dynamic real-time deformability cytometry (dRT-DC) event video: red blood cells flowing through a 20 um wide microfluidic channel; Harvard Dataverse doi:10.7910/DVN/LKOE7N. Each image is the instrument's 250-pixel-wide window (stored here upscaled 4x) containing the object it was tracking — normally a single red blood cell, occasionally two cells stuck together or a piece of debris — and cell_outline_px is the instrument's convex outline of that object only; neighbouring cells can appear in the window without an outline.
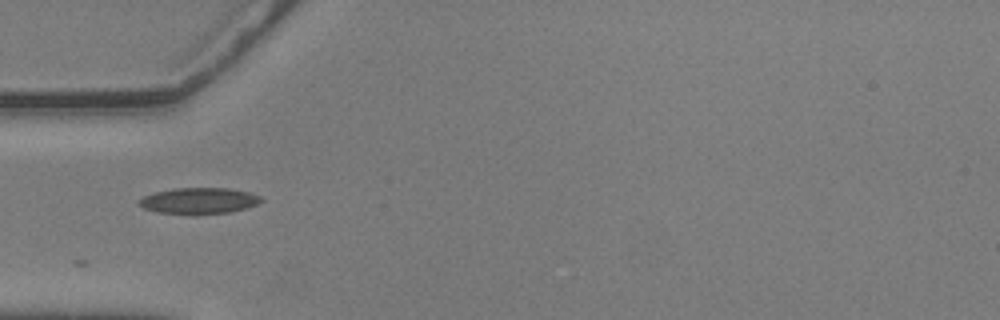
{"species": "common noctule bat (a hibernating species)", "species_latin": "Nyctalus noctula", "temperature_condition": "warm", "stored_images_in_passage": 24, "camera_frame_rate_fps": 3000, "um_per_image_px": 0.085, "animal": {"sex": "male", "body_mass_g": 20.5, "forearm_length_mm": 52.5}, "frame": {"image": 1, "passage_image": 1, "time_ms": 0.0, "image_size_px": [1000, 320], "cell_outline_px": [[264, 200], [256, 204], [232, 212], [156, 212], [144, 208], [136, 204], [144, 196], [156, 192], [172, 188], [228, 188], [248, 192], [260, 196]], "centroid_in_image_um": [16.91, 17.03], "position_along_channel_um": 68.1, "area_um2": 17.86}}
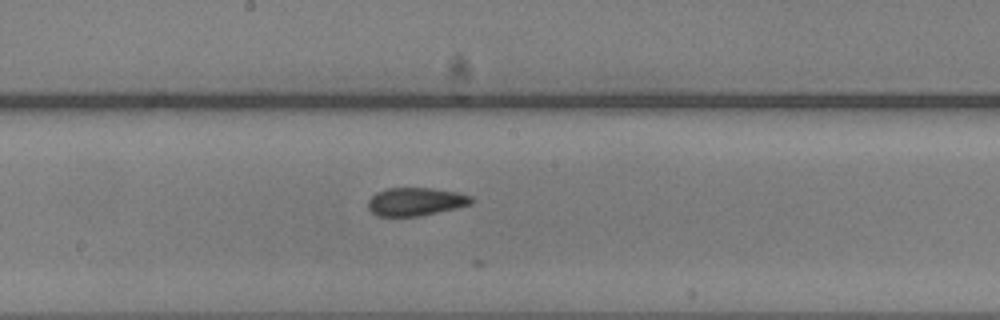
{"frame": {"image": 2, "passage_image": 13, "time_ms": 4.0, "image_size_px": [1000, 320], "cell_outline_px": [[472, 204], [456, 208], [420, 216], [376, 216], [368, 208], [368, 200], [376, 192], [388, 188], [432, 188], [456, 192], [472, 196]], "centroid_in_image_um": [35.32, 17.14], "position_along_channel_um": 212.9, "area_um2": 16.94}}
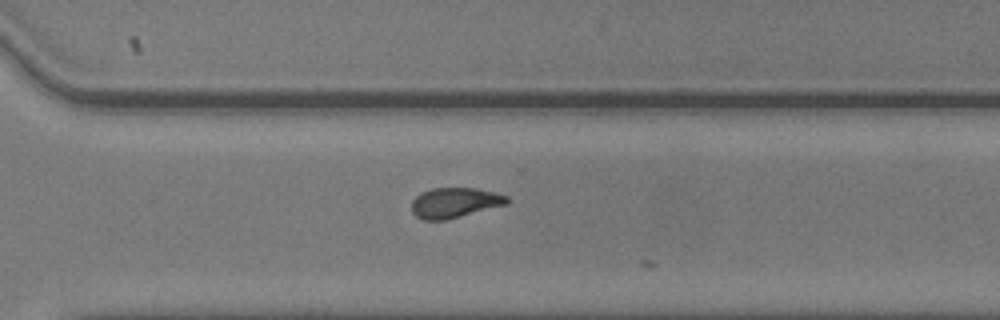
{"frame": {"image": 3, "passage_image": 23, "time_ms": 7.333, "image_size_px": [1000, 320], "cell_outline_px": [[508, 204], [444, 220], [424, 220], [416, 216], [412, 212], [412, 200], [420, 192], [432, 188], [476, 188], [496, 192], [508, 196]], "centroid_in_image_um": [38.65, 17.22], "position_along_channel_um": 332.0, "area_um2": 16.76}}